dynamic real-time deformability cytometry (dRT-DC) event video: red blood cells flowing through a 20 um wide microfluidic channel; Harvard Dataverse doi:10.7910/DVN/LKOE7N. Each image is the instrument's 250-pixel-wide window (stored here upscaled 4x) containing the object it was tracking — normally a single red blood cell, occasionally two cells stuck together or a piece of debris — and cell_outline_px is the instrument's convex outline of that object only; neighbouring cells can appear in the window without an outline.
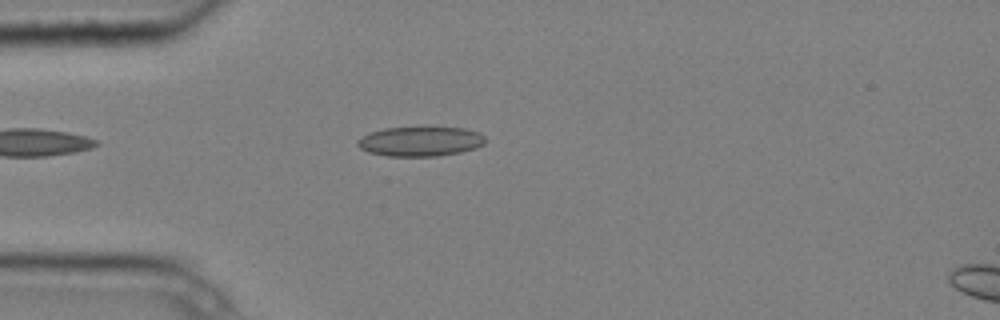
{"species": "common noctule bat (a hibernating species)", "species_latin": "Nyctalus noctula", "temperature_condition": "cold", "stored_images_in_passage": 2, "camera_frame_rate_fps": 3000, "um_per_image_px": 0.085, "animal": {"sex": "male", "body_mass_g": 20.4}, "frame": {"image": 1, "passage_image": 1, "time_ms": 0.0, "image_size_px": [1000, 320], "cell_outline_px": [[488, 140], [484, 144], [476, 148], [460, 152], [436, 156], [388, 156], [368, 152], [360, 148], [356, 144], [356, 140], [360, 136], [384, 128], [464, 128], [480, 132]], "centroid_in_image_um": [35.73, 12.02], "position_along_channel_um": 49.3, "area_um2": 22.08}}